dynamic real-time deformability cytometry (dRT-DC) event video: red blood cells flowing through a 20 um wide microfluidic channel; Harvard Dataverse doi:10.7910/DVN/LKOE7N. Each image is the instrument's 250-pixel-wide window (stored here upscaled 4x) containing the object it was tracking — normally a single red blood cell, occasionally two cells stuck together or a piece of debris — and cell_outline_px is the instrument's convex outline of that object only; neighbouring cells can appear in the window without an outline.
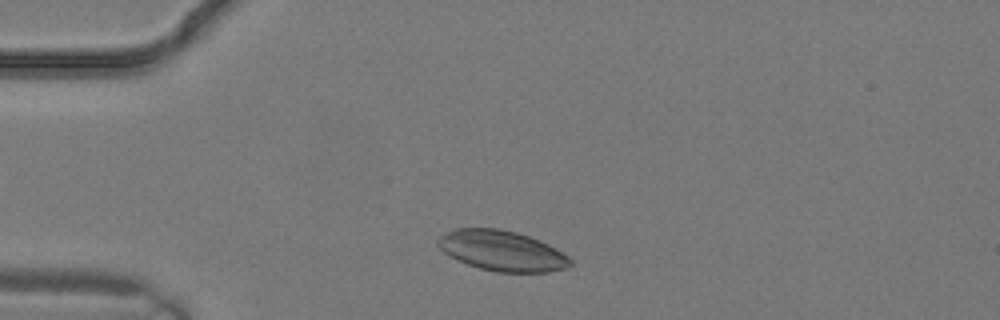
{"species": "common noctule bat (a hibernating species)", "species_latin": "Nyctalus noctula", "temperature_condition": "warm", "stored_images_in_passage": 2, "camera_frame_rate_fps": 3000, "um_per_image_px": 0.085, "animal": {"sex": "male", "body_mass_g": 19.2, "forearm_length_mm": 51.8}, "frame": {"image": 1, "passage_image": 2, "time_ms": 0.333, "image_size_px": [1000, 320], "cell_outline_px": [[572, 268], [548, 272], [496, 272], [480, 268], [468, 264], [444, 252], [436, 244], [436, 240], [440, 236], [456, 228], [500, 228], [516, 232], [528, 236], [548, 244], [568, 256], [572, 260]], "centroid_in_image_um": [42.71, 21.32], "position_along_channel_um": 42.3, "area_um2": 31.04}}